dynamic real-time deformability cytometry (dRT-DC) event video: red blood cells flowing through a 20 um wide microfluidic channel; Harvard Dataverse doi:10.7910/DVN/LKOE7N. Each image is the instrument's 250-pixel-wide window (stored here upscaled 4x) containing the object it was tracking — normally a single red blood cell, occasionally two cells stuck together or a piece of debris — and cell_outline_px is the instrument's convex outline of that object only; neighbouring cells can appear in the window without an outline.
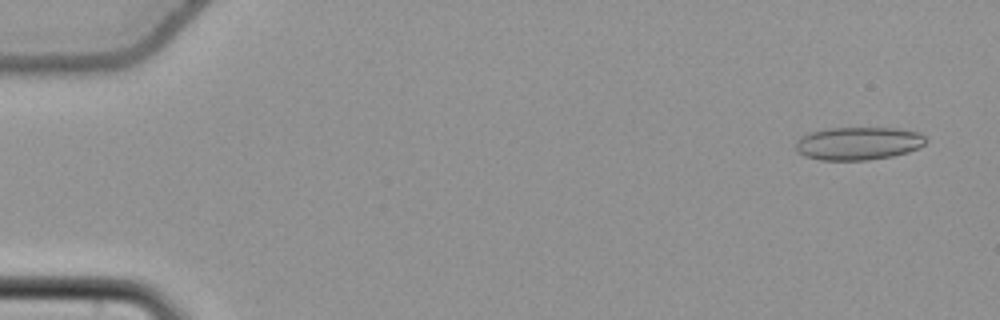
{"species": "common noctule bat (a hibernating species)", "species_latin": "Nyctalus noctula", "temperature_condition": "cold", "stored_images_in_passage": 55, "camera_frame_rate_fps": 3000, "um_per_image_px": 0.085, "animal": {"sex": "female", "body_mass_g": 22.7, "forearm_length_mm": 54.2}, "frame": {"image": 1, "passage_image": 3, "time_ms": 0.667, "image_size_px": [1000, 320], "cell_outline_px": [[928, 140], [924, 144], [908, 152], [892, 156], [868, 160], [820, 160], [804, 156], [796, 148], [796, 140], [800, 136], [808, 132], [828, 128], [896, 128], [920, 132]], "centroid_in_image_um": [72.94, 12.18], "position_along_channel_um": 12.1, "area_um2": 25.14}}
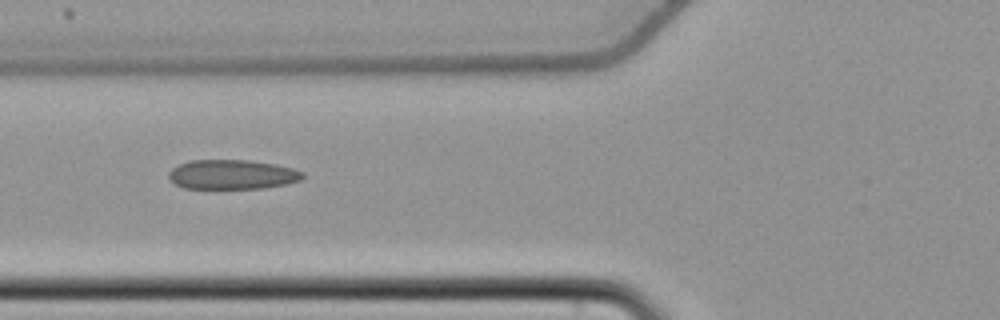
{"frame": {"image": 2, "passage_image": 22, "time_ms": 7.0, "image_size_px": [1000, 320], "cell_outline_px": [[304, 176], [300, 180], [288, 184], [264, 188], [184, 188], [176, 184], [168, 176], [168, 172], [172, 168], [188, 160], [248, 160], [276, 164], [292, 168], [304, 172]], "centroid_in_image_um": [19.76, 14.83], "position_along_channel_um": 106.0, "area_um2": 23.06}}
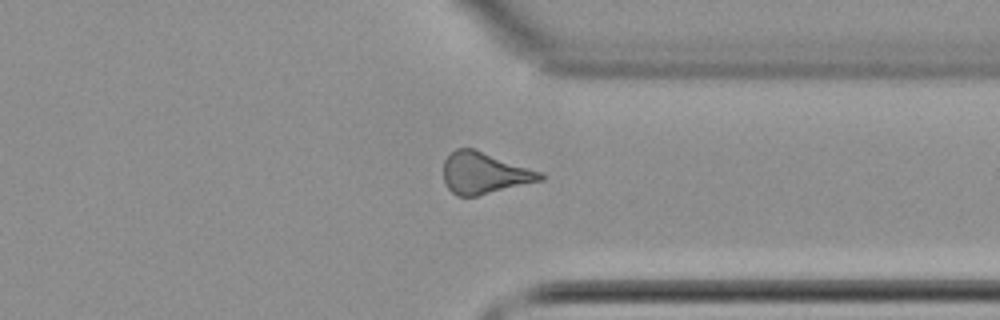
{"frame": {"image": 3, "passage_image": 43, "time_ms": 14.0, "image_size_px": [1000, 320], "cell_outline_px": [[544, 180], [476, 196], [456, 196], [444, 184], [444, 160], [456, 148], [472, 148], [544, 172]], "centroid_in_image_um": [41.19, 14.72], "position_along_channel_um": 370.2, "area_um2": 23.47}, "authors_computed_cell_mechanics": {"area_um2": 23.5824, "velocity_mm_per_s": 3.7736, "shape_relaxation_time_tau1_ms": null, "shape_relaxation_time_tau2_ms": 1.7584, "deformation_change_tau1": null, "deformation_change_tau2": 0.0978}}